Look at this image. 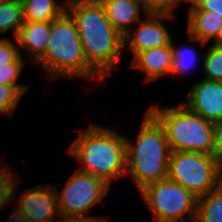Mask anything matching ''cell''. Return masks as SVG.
Returning <instances> with one entry per match:
<instances>
[{"label":"cell","instance_id":"obj_13","mask_svg":"<svg viewBox=\"0 0 222 222\" xmlns=\"http://www.w3.org/2000/svg\"><path fill=\"white\" fill-rule=\"evenodd\" d=\"M112 27L124 37L141 19L145 12L141 0H100ZM142 10V11H141ZM130 25V26H129Z\"/></svg>","mask_w":222,"mask_h":222},{"label":"cell","instance_id":"obj_19","mask_svg":"<svg viewBox=\"0 0 222 222\" xmlns=\"http://www.w3.org/2000/svg\"><path fill=\"white\" fill-rule=\"evenodd\" d=\"M172 46V53H173V64L171 74L179 75L188 72L196 62L197 59V52L195 48L190 46L185 47H176L173 43V39L171 40Z\"/></svg>","mask_w":222,"mask_h":222},{"label":"cell","instance_id":"obj_12","mask_svg":"<svg viewBox=\"0 0 222 222\" xmlns=\"http://www.w3.org/2000/svg\"><path fill=\"white\" fill-rule=\"evenodd\" d=\"M173 64L172 46L164 45L138 53L130 62L132 69H139L146 82L155 81L164 75H171Z\"/></svg>","mask_w":222,"mask_h":222},{"label":"cell","instance_id":"obj_27","mask_svg":"<svg viewBox=\"0 0 222 222\" xmlns=\"http://www.w3.org/2000/svg\"><path fill=\"white\" fill-rule=\"evenodd\" d=\"M214 138H213V151L212 157L221 165L222 164V120L213 123Z\"/></svg>","mask_w":222,"mask_h":222},{"label":"cell","instance_id":"obj_1","mask_svg":"<svg viewBox=\"0 0 222 222\" xmlns=\"http://www.w3.org/2000/svg\"><path fill=\"white\" fill-rule=\"evenodd\" d=\"M66 11L75 21L87 63L105 80L119 62L123 37L110 24L100 0H67Z\"/></svg>","mask_w":222,"mask_h":222},{"label":"cell","instance_id":"obj_21","mask_svg":"<svg viewBox=\"0 0 222 222\" xmlns=\"http://www.w3.org/2000/svg\"><path fill=\"white\" fill-rule=\"evenodd\" d=\"M10 169L11 168L8 167L7 164L4 165V163L0 166V209L4 208V205L9 204L11 199H14L16 189L18 188L17 185L20 184L16 173L13 174L14 172Z\"/></svg>","mask_w":222,"mask_h":222},{"label":"cell","instance_id":"obj_22","mask_svg":"<svg viewBox=\"0 0 222 222\" xmlns=\"http://www.w3.org/2000/svg\"><path fill=\"white\" fill-rule=\"evenodd\" d=\"M27 90L28 87H13L0 84V112L12 117L19 104L18 102Z\"/></svg>","mask_w":222,"mask_h":222},{"label":"cell","instance_id":"obj_25","mask_svg":"<svg viewBox=\"0 0 222 222\" xmlns=\"http://www.w3.org/2000/svg\"><path fill=\"white\" fill-rule=\"evenodd\" d=\"M9 39L10 38L7 37L0 39V66L13 63L20 55H22L17 40L15 43L13 40Z\"/></svg>","mask_w":222,"mask_h":222},{"label":"cell","instance_id":"obj_28","mask_svg":"<svg viewBox=\"0 0 222 222\" xmlns=\"http://www.w3.org/2000/svg\"><path fill=\"white\" fill-rule=\"evenodd\" d=\"M106 220H99L93 218H76V217H62L58 218L56 222H105Z\"/></svg>","mask_w":222,"mask_h":222},{"label":"cell","instance_id":"obj_5","mask_svg":"<svg viewBox=\"0 0 222 222\" xmlns=\"http://www.w3.org/2000/svg\"><path fill=\"white\" fill-rule=\"evenodd\" d=\"M147 111L164 129L172 151H191L212 155L213 123L205 120L184 104L161 108L154 104Z\"/></svg>","mask_w":222,"mask_h":222},{"label":"cell","instance_id":"obj_29","mask_svg":"<svg viewBox=\"0 0 222 222\" xmlns=\"http://www.w3.org/2000/svg\"><path fill=\"white\" fill-rule=\"evenodd\" d=\"M14 211L13 213L10 215L9 219L7 220V222H30L25 216L24 214H22L17 207L15 206V208L13 207Z\"/></svg>","mask_w":222,"mask_h":222},{"label":"cell","instance_id":"obj_11","mask_svg":"<svg viewBox=\"0 0 222 222\" xmlns=\"http://www.w3.org/2000/svg\"><path fill=\"white\" fill-rule=\"evenodd\" d=\"M182 102L188 109L205 120L215 123L222 120V82L202 79L196 81Z\"/></svg>","mask_w":222,"mask_h":222},{"label":"cell","instance_id":"obj_20","mask_svg":"<svg viewBox=\"0 0 222 222\" xmlns=\"http://www.w3.org/2000/svg\"><path fill=\"white\" fill-rule=\"evenodd\" d=\"M207 49L202 65L206 76L204 79L222 82V48L211 45Z\"/></svg>","mask_w":222,"mask_h":222},{"label":"cell","instance_id":"obj_7","mask_svg":"<svg viewBox=\"0 0 222 222\" xmlns=\"http://www.w3.org/2000/svg\"><path fill=\"white\" fill-rule=\"evenodd\" d=\"M156 222H195L198 198L183 186L166 178L140 190ZM184 218V219H183Z\"/></svg>","mask_w":222,"mask_h":222},{"label":"cell","instance_id":"obj_17","mask_svg":"<svg viewBox=\"0 0 222 222\" xmlns=\"http://www.w3.org/2000/svg\"><path fill=\"white\" fill-rule=\"evenodd\" d=\"M195 222H222V185L197 200Z\"/></svg>","mask_w":222,"mask_h":222},{"label":"cell","instance_id":"obj_24","mask_svg":"<svg viewBox=\"0 0 222 222\" xmlns=\"http://www.w3.org/2000/svg\"><path fill=\"white\" fill-rule=\"evenodd\" d=\"M146 13L171 14L181 2L188 0H141Z\"/></svg>","mask_w":222,"mask_h":222},{"label":"cell","instance_id":"obj_9","mask_svg":"<svg viewBox=\"0 0 222 222\" xmlns=\"http://www.w3.org/2000/svg\"><path fill=\"white\" fill-rule=\"evenodd\" d=\"M145 17L138 22V28L123 37L124 47H129L133 57L142 51L171 44L172 36L163 20L174 19V14L147 13Z\"/></svg>","mask_w":222,"mask_h":222},{"label":"cell","instance_id":"obj_30","mask_svg":"<svg viewBox=\"0 0 222 222\" xmlns=\"http://www.w3.org/2000/svg\"><path fill=\"white\" fill-rule=\"evenodd\" d=\"M213 41H214V44L212 45L222 48V27L218 31L217 36L213 39Z\"/></svg>","mask_w":222,"mask_h":222},{"label":"cell","instance_id":"obj_15","mask_svg":"<svg viewBox=\"0 0 222 222\" xmlns=\"http://www.w3.org/2000/svg\"><path fill=\"white\" fill-rule=\"evenodd\" d=\"M187 14L188 39L206 47L222 27V18L214 12L204 10H189Z\"/></svg>","mask_w":222,"mask_h":222},{"label":"cell","instance_id":"obj_23","mask_svg":"<svg viewBox=\"0 0 222 222\" xmlns=\"http://www.w3.org/2000/svg\"><path fill=\"white\" fill-rule=\"evenodd\" d=\"M23 56L20 55L13 63L0 66V84L11 85L13 87H28L26 84H19L17 80L24 68Z\"/></svg>","mask_w":222,"mask_h":222},{"label":"cell","instance_id":"obj_10","mask_svg":"<svg viewBox=\"0 0 222 222\" xmlns=\"http://www.w3.org/2000/svg\"><path fill=\"white\" fill-rule=\"evenodd\" d=\"M18 200L17 209L30 222H53L55 216L60 217L55 187L50 184L24 190Z\"/></svg>","mask_w":222,"mask_h":222},{"label":"cell","instance_id":"obj_26","mask_svg":"<svg viewBox=\"0 0 222 222\" xmlns=\"http://www.w3.org/2000/svg\"><path fill=\"white\" fill-rule=\"evenodd\" d=\"M189 10H204L218 14L222 18V0H188Z\"/></svg>","mask_w":222,"mask_h":222},{"label":"cell","instance_id":"obj_16","mask_svg":"<svg viewBox=\"0 0 222 222\" xmlns=\"http://www.w3.org/2000/svg\"><path fill=\"white\" fill-rule=\"evenodd\" d=\"M24 6L25 21H53L66 11L65 4L57 0H21ZM59 3V4H58ZM64 5V6H63Z\"/></svg>","mask_w":222,"mask_h":222},{"label":"cell","instance_id":"obj_2","mask_svg":"<svg viewBox=\"0 0 222 222\" xmlns=\"http://www.w3.org/2000/svg\"><path fill=\"white\" fill-rule=\"evenodd\" d=\"M68 152L81 161L78 171L96 175L109 185L126 174V141L114 129L91 124L74 140Z\"/></svg>","mask_w":222,"mask_h":222},{"label":"cell","instance_id":"obj_6","mask_svg":"<svg viewBox=\"0 0 222 222\" xmlns=\"http://www.w3.org/2000/svg\"><path fill=\"white\" fill-rule=\"evenodd\" d=\"M167 178L199 198L221 184L220 165L212 155L191 151H172L169 157Z\"/></svg>","mask_w":222,"mask_h":222},{"label":"cell","instance_id":"obj_8","mask_svg":"<svg viewBox=\"0 0 222 222\" xmlns=\"http://www.w3.org/2000/svg\"><path fill=\"white\" fill-rule=\"evenodd\" d=\"M54 187L60 217L107 219V217H92L87 214L91 208L107 196L111 187L102 178L77 170L68 179L61 193L57 190L59 186Z\"/></svg>","mask_w":222,"mask_h":222},{"label":"cell","instance_id":"obj_4","mask_svg":"<svg viewBox=\"0 0 222 222\" xmlns=\"http://www.w3.org/2000/svg\"><path fill=\"white\" fill-rule=\"evenodd\" d=\"M136 142L126 141V173L139 191L146 185L167 178L171 150L164 129L146 110Z\"/></svg>","mask_w":222,"mask_h":222},{"label":"cell","instance_id":"obj_18","mask_svg":"<svg viewBox=\"0 0 222 222\" xmlns=\"http://www.w3.org/2000/svg\"><path fill=\"white\" fill-rule=\"evenodd\" d=\"M25 22L21 0H0V34L13 30L14 39Z\"/></svg>","mask_w":222,"mask_h":222},{"label":"cell","instance_id":"obj_31","mask_svg":"<svg viewBox=\"0 0 222 222\" xmlns=\"http://www.w3.org/2000/svg\"><path fill=\"white\" fill-rule=\"evenodd\" d=\"M220 182L222 184V164L220 165Z\"/></svg>","mask_w":222,"mask_h":222},{"label":"cell","instance_id":"obj_3","mask_svg":"<svg viewBox=\"0 0 222 222\" xmlns=\"http://www.w3.org/2000/svg\"><path fill=\"white\" fill-rule=\"evenodd\" d=\"M35 64H38L51 79L65 76L105 81L87 63L77 26L67 11L51 21L47 49Z\"/></svg>","mask_w":222,"mask_h":222},{"label":"cell","instance_id":"obj_14","mask_svg":"<svg viewBox=\"0 0 222 222\" xmlns=\"http://www.w3.org/2000/svg\"><path fill=\"white\" fill-rule=\"evenodd\" d=\"M51 30V21H25L15 38L18 47L28 50L32 63H36L45 53Z\"/></svg>","mask_w":222,"mask_h":222}]
</instances>
